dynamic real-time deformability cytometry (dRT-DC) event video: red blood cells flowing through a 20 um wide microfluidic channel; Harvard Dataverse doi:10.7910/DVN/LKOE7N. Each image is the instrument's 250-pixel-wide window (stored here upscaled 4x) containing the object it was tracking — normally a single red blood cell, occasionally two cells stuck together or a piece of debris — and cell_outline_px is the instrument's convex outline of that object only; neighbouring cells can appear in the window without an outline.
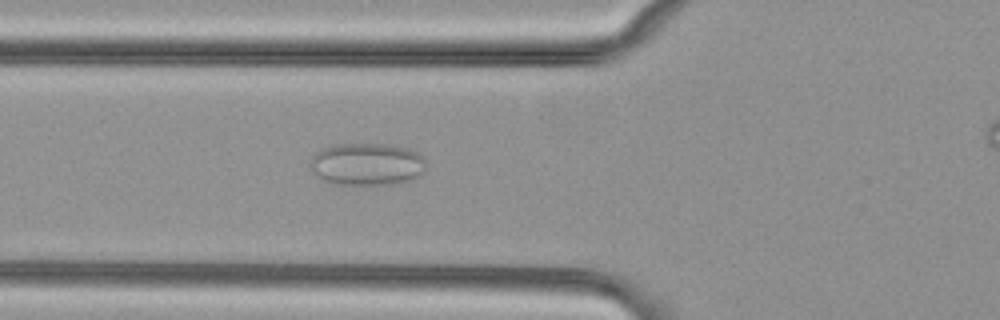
{"species": "common noctule bat (a hibernating species)", "species_latin": "Nyctalus noctula", "temperature_condition": "cold", "stored_images_in_passage": 50, "camera_frame_rate_fps": 3000, "um_per_image_px": 0.085, "animal": {"sex": "female", "body_mass_g": 29.2, "forearm_length_mm": 56.3}, "frame": {"image": 1, "passage_image": 21, "time_ms": 6.667, "image_size_px": [1000, 320], "cell_outline_px": [[424, 172], [420, 176], [408, 180], [392, 184], [332, 184], [320, 180], [312, 168], [312, 156], [316, 152], [324, 148], [336, 144], [388, 144], [408, 148], [424, 156]], "centroid_in_image_um": [31.2, 13.95], "position_along_channel_um": 94.6, "area_um2": 28.55}}
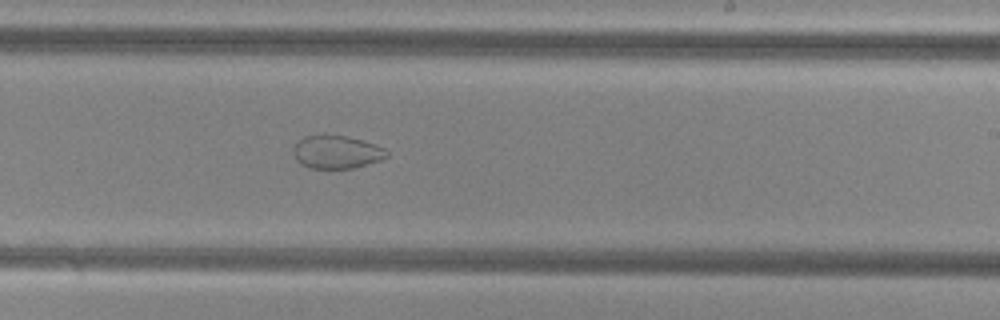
{"frame": {"image": 2, "passage_image": 34, "time_ms": 11.0, "image_size_px": [1000, 320], "cell_outline_px": [[388, 156], [380, 160], [352, 168], [308, 168], [300, 164], [296, 160], [292, 152], [292, 148], [304, 136], [324, 132], [348, 136], [384, 148], [388, 152]], "centroid_in_image_um": [28.54, 12.89], "position_along_channel_um": 260.5, "area_um2": 18.32}}
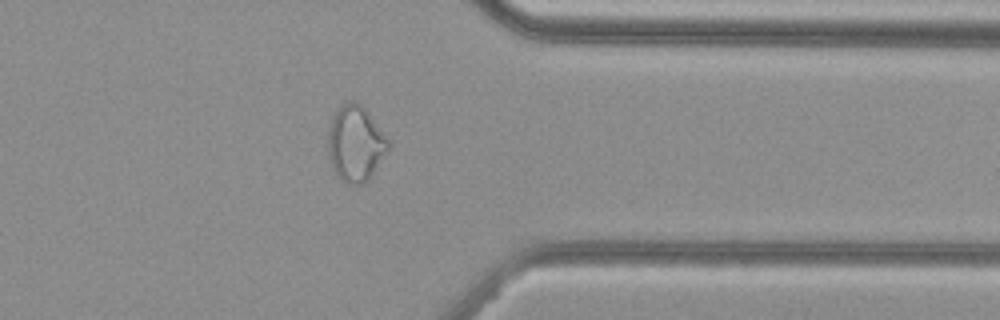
{"frame": {"image": 3, "passage_image": 44, "time_ms": 14.333, "image_size_px": [1000, 320], "cell_outline_px": [[388, 148], [368, 180], [360, 184], [344, 184], [340, 180], [328, 156], [328, 128], [332, 116], [340, 104], [344, 100], [356, 100], [364, 108], [388, 140]], "centroid_in_image_um": [30.16, 12.17], "position_along_channel_um": 381.2, "area_um2": 26.3}}